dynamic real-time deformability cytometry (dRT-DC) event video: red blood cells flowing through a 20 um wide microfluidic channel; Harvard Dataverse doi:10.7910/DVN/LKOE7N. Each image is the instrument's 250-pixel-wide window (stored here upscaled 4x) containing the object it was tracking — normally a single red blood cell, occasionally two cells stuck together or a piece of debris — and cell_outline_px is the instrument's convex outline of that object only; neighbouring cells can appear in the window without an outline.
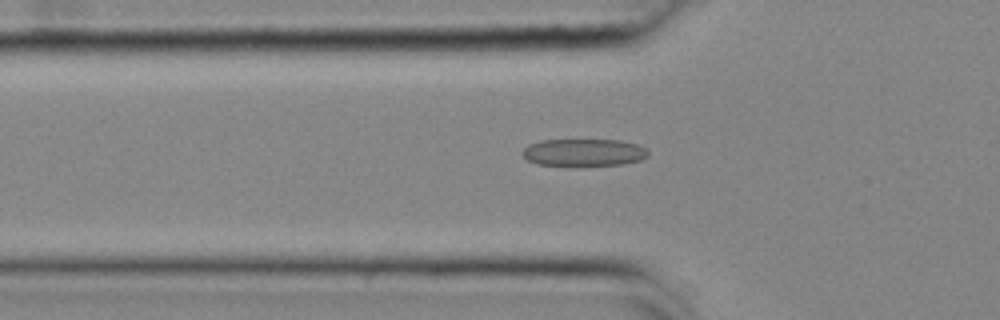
{"species": "common noctule bat (a hibernating species)", "species_latin": "Nyctalus noctula", "temperature_condition": "cold", "stored_images_in_passage": 55, "camera_frame_rate_fps": 3000, "um_per_image_px": 0.085, "animal": {"sex": "female", "body_mass_g": 25.1}, "frame": {"image": 1, "passage_image": 19, "time_ms": 6.0, "image_size_px": [1000, 320], "cell_outline_px": [[648, 156], [640, 160], [620, 164], [536, 164], [528, 160], [520, 152], [528, 144], [540, 140], [620, 140], [636, 144], [644, 148], [648, 152]], "centroid_in_image_um": [49.59, 12.93], "position_along_channel_um": 76.2, "area_um2": 19.48}}
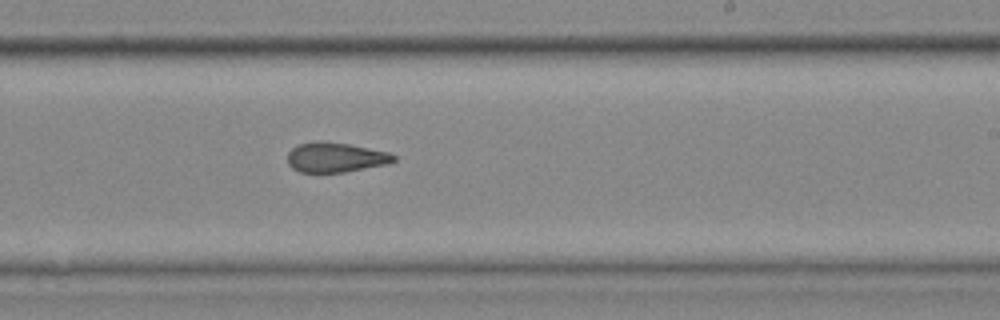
{"frame": {"image": 2, "passage_image": 34, "time_ms": 11.0, "image_size_px": [1000, 320], "cell_outline_px": [[396, 160], [388, 164], [344, 172], [300, 172], [292, 168], [288, 164], [288, 152], [292, 148], [300, 144], [316, 140], [348, 144], [388, 152], [396, 156]], "centroid_in_image_um": [28.51, 13.37], "position_along_channel_um": 260.5, "area_um2": 18.38}}
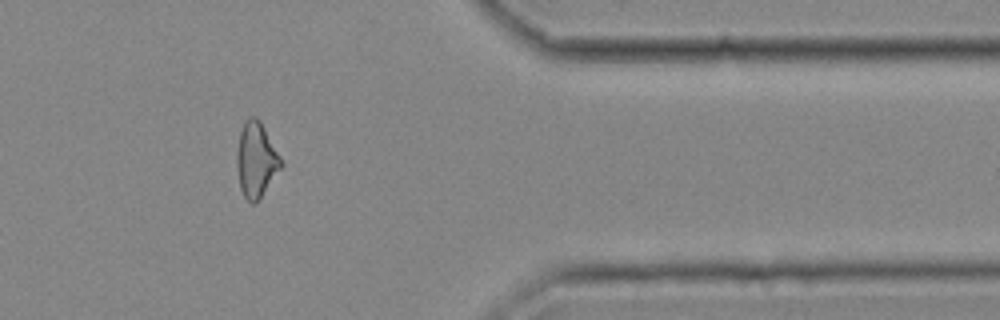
{"frame": {"image": 3, "passage_image": 46, "time_ms": 15.0, "image_size_px": [1000, 320], "cell_outline_px": [[284, 164], [256, 204], [252, 204], [244, 196], [240, 188], [236, 164], [236, 152], [240, 132], [244, 120], [248, 116], [256, 116], [260, 120], [280, 156]], "centroid_in_image_um": [21.76, 13.57], "position_along_channel_um": 389.6, "area_um2": 19.48}, "authors_computed_cell_mechanics": {"area_um2": 19.5942, "velocity_mm_per_s": 3.6826, "shape_relaxation_time_tau1_ms": 5.3937, "shape_relaxation_time_tau2_ms": 2.5511, "deformation_change_tau1": 0.1403, "deformation_change_tau2": 0.1142}}